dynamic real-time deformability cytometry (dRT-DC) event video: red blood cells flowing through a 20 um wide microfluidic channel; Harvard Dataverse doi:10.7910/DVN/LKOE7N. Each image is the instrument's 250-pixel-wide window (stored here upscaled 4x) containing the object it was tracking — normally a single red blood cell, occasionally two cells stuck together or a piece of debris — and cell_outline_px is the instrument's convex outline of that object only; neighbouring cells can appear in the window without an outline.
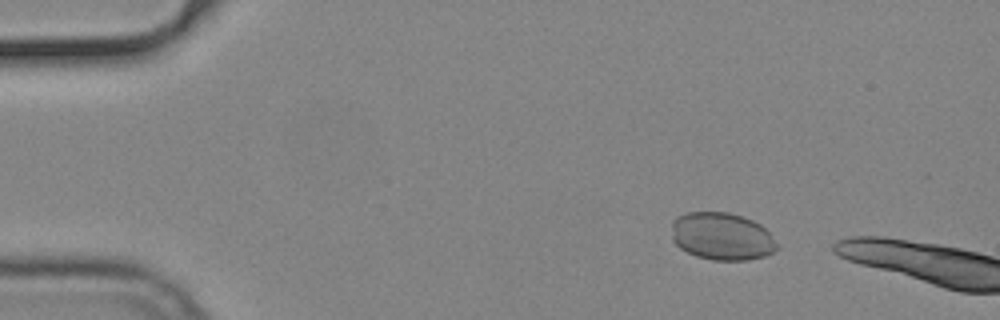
{"species": "common noctule bat (a hibernating species)", "species_latin": "Nyctalus noctula", "temperature_condition": "cold", "stored_images_in_passage": 12, "camera_frame_rate_fps": 3000, "um_per_image_px": 0.085, "animal": {"sex": "male", "body_mass_g": 19.2, "forearm_length_mm": 51.8}, "frame": {"image": 1, "passage_image": 9, "time_ms": 2.667, "image_size_px": [1000, 320], "cell_outline_px": [[780, 248], [764, 256], [748, 260], [712, 260], [696, 256], [680, 248], [672, 240], [672, 220], [676, 216], [688, 212], [728, 212], [744, 216], [760, 224], [768, 232]], "centroid_in_image_um": [61.34, 20.08], "position_along_channel_um": 23.7, "area_um2": 29.36}}